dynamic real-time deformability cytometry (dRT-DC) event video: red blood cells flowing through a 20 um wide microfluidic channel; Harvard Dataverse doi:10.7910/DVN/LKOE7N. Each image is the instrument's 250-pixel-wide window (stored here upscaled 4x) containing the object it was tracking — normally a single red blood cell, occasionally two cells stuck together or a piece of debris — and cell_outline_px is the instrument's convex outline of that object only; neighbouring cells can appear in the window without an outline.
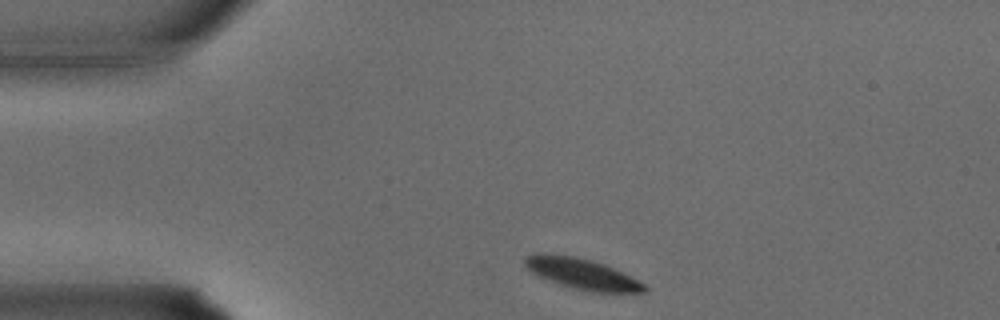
{"species": "common noctule bat (a hibernating species)", "species_latin": "Nyctalus noctula", "temperature_condition": "warm", "stored_images_in_passage": 23, "camera_frame_rate_fps": 3000, "um_per_image_px": 0.085, "animal": {"sex": "male", "body_mass_g": 15.6}, "frame": {"image": 1, "passage_image": 1, "time_ms": 0.0, "image_size_px": [1000, 320], "cell_outline_px": [[648, 292], [592, 292], [572, 288], [548, 280], [532, 272], [524, 264], [524, 260], [528, 256], [544, 252], [572, 256], [592, 260], [604, 264], [644, 284], [648, 288]], "centroid_in_image_um": [49.45, 23.27], "position_along_channel_um": 35.5, "area_um2": 21.04}}
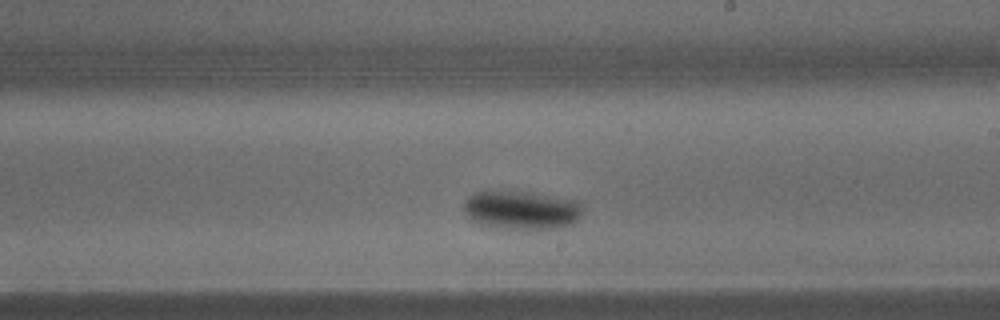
{"frame": {"image": 2, "passage_image": 14, "time_ms": 4.333, "image_size_px": [1000, 320], "cell_outline_px": [[584, 208], [580, 216], [572, 224], [560, 228], [496, 228], [484, 224], [468, 216], [464, 212], [464, 200], [468, 196], [476, 192], [488, 188], [532, 192], [576, 200]], "centroid_in_image_um": [44.31, 17.8], "position_along_channel_um": 244.7, "area_um2": 27.17}}
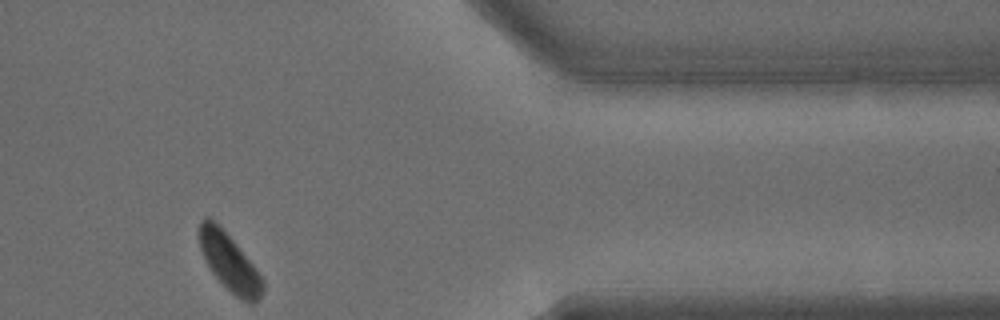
{"frame": {"image": 3, "passage_image": 23, "time_ms": 7.333, "image_size_px": [1000, 320], "cell_outline_px": [[264, 288], [260, 296], [252, 304], [248, 304], [236, 296], [212, 272], [200, 248], [200, 220], [208, 216], [236, 244], [256, 268], [264, 280]], "centroid_in_image_um": [19.54, 22.33], "position_along_channel_um": 391.9, "area_um2": 20.4}}